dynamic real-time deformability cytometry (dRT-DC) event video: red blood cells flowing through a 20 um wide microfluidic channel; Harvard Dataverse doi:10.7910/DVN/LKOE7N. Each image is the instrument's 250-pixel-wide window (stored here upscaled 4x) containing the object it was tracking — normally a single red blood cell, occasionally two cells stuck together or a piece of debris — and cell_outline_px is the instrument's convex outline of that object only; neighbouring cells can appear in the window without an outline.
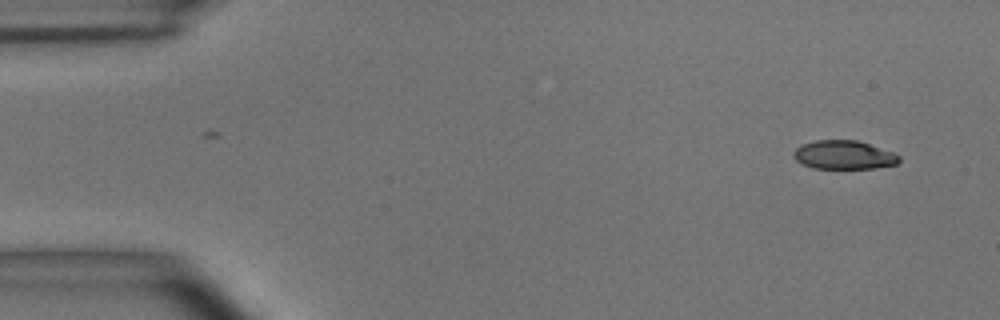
{"species": "common noctule bat (a hibernating species)", "species_latin": "Nyctalus noctula", "temperature_condition": "room temperature", "stored_images_in_passage": 3, "camera_frame_rate_fps": 3000, "um_per_image_px": 0.085, "animal": {"sex": "male", "body_mass_g": 15.6}, "frame": {"image": 1, "passage_image": 3, "time_ms": 0.667, "image_size_px": [1000, 320], "cell_outline_px": [[900, 160], [896, 164], [876, 168], [812, 168], [800, 164], [792, 156], [792, 152], [796, 148], [804, 144], [816, 140], [856, 140], [892, 152], [900, 156]], "centroid_in_image_um": [71.68, 13.18], "position_along_channel_um": 13.3, "area_um2": 17.57}}